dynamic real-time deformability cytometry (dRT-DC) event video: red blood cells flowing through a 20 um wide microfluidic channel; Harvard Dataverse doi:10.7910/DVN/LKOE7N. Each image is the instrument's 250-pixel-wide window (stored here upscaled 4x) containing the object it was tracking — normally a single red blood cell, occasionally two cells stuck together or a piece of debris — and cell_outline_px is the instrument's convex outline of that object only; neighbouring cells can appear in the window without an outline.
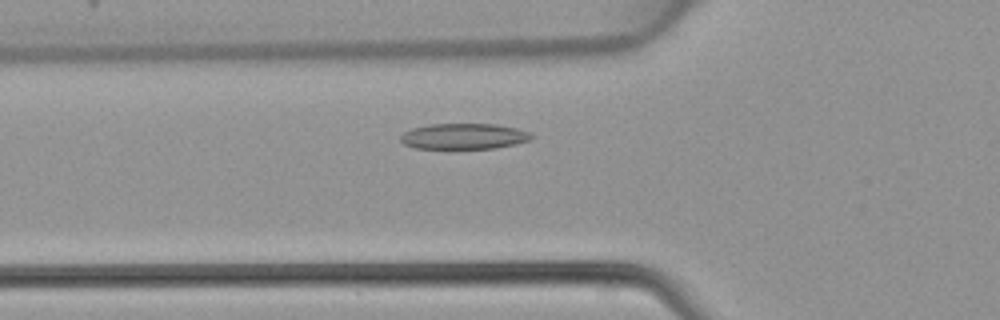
{"species": "common noctule bat (a hibernating species)", "species_latin": "Nyctalus noctula", "temperature_condition": "warm", "stored_images_in_passage": 39, "camera_frame_rate_fps": 3000, "um_per_image_px": 0.085, "animal": {"sex": "female", "body_mass_g": 22.7, "forearm_length_mm": 54.2}, "frame": {"image": 1, "passage_image": 9, "time_ms": 2.667, "image_size_px": [1000, 320], "cell_outline_px": [[536, 136], [528, 140], [516, 144], [496, 148], [412, 148], [404, 144], [400, 140], [400, 136], [404, 132], [412, 128], [428, 124], [496, 124], [516, 128], [528, 132]], "centroid_in_image_um": [39.41, 11.58], "position_along_channel_um": 86.4, "area_um2": 19.65}}
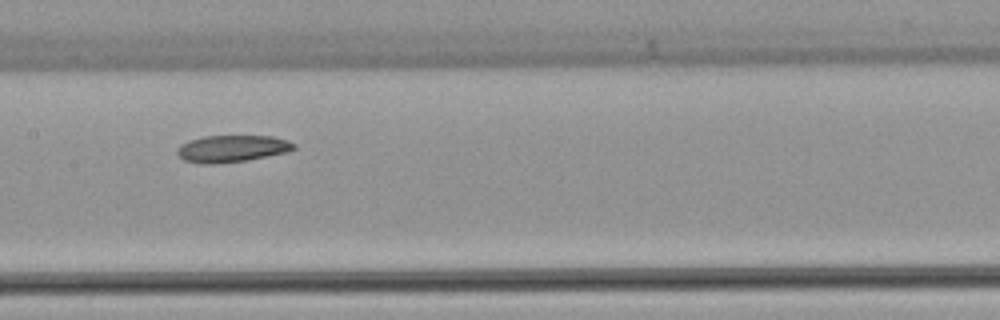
{"frame": {"image": 2, "passage_image": 16, "time_ms": 5.0, "image_size_px": [1000, 320], "cell_outline_px": [[296, 148], [288, 152], [248, 160], [212, 164], [200, 164], [184, 160], [176, 152], [176, 148], [180, 144], [188, 140], [204, 136], [272, 136], [288, 140], [296, 144]], "centroid_in_image_um": [19.71, 12.63], "position_along_channel_um": 187.7, "area_um2": 18.5}}
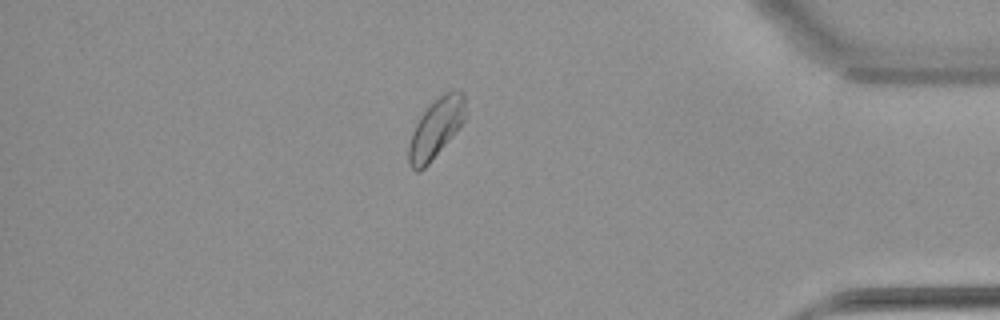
{"frame": {"image": 3, "passage_image": 33, "time_ms": 10.667, "image_size_px": [1000, 320], "cell_outline_px": [[464, 120], [456, 132], [428, 164], [420, 172], [416, 172], [408, 164], [408, 144], [412, 132], [416, 124], [424, 112], [444, 92], [464, 92]], "centroid_in_image_um": [37.01, 10.97], "position_along_channel_um": 398.2, "area_um2": 19.07}}